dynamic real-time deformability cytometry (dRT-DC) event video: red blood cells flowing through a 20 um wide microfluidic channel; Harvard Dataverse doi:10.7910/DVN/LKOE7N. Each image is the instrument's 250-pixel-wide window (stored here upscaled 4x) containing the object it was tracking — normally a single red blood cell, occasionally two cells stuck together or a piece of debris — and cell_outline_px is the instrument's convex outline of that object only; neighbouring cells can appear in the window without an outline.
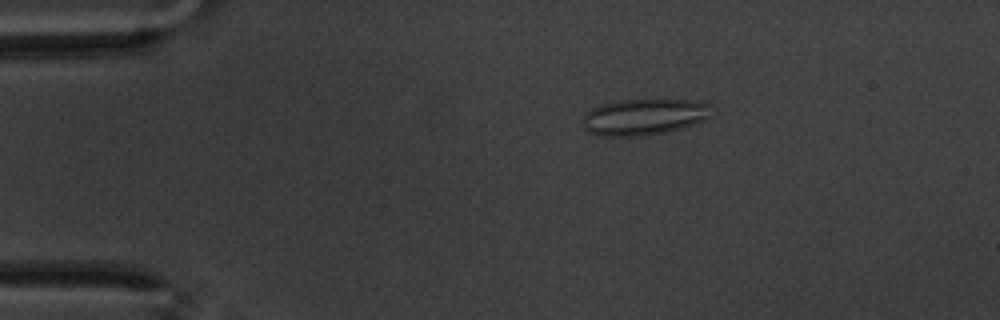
{"species": "common noctule bat (a hibernating species)", "species_latin": "Nyctalus noctula", "temperature_condition": "warm", "stored_images_in_passage": 59, "camera_frame_rate_fps": 3000, "um_per_image_px": 0.085, "animal": {"sex": "male", "body_mass_g": 20.1, "forearm_length_mm": 53.5}, "frame": {"image": 1, "passage_image": 11, "time_ms": 3.333, "image_size_px": [1000, 320], "cell_outline_px": [[712, 104], [708, 120], [680, 128], [664, 132], [636, 136], [596, 136], [588, 132], [584, 128], [584, 112], [592, 108], [616, 100], [700, 100]], "centroid_in_image_um": [54.76, 9.93], "position_along_channel_um": 30.2, "area_um2": 27.34}}
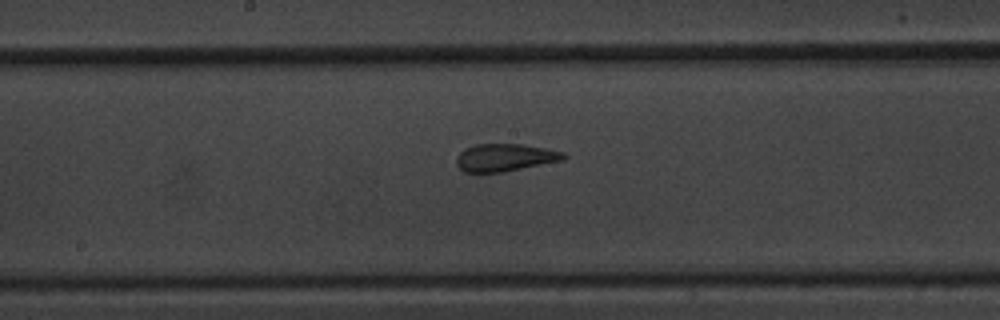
{"frame": {"image": 2, "passage_image": 31, "time_ms": 10.0, "image_size_px": [1000, 320], "cell_outline_px": [[568, 156], [564, 160], [504, 172], [464, 172], [456, 164], [456, 156], [464, 148], [476, 144], [520, 144], [544, 148], [564, 152]], "centroid_in_image_um": [42.92, 13.39], "position_along_channel_um": 205.3, "area_um2": 17.28}}
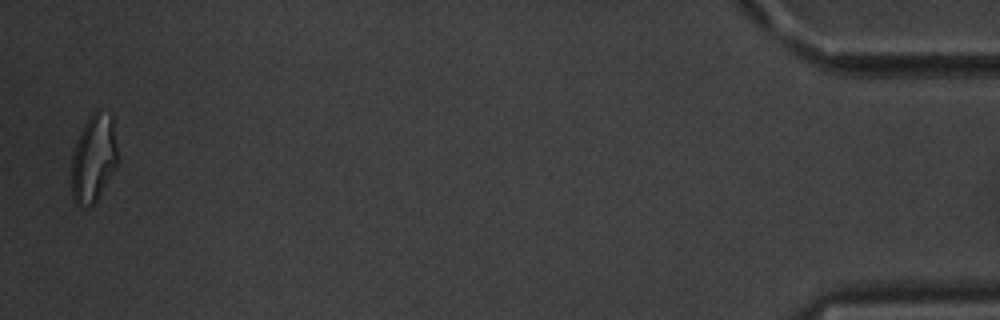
{"frame": {"image": 3, "passage_image": 58, "time_ms": 19.0, "image_size_px": [1000, 320], "cell_outline_px": [[116, 168], [96, 200], [92, 204], [76, 204], [72, 200], [68, 180], [72, 156], [76, 140], [84, 124], [92, 112], [96, 108], [112, 116], [116, 148]], "centroid_in_image_um": [7.89, 13.47], "position_along_channel_um": 427.3, "area_um2": 23.81}, "authors_computed_cell_mechanics": {"area_um2": 19.074, "velocity_mm_per_s": 3.4282, "shape_relaxation_time_tau1_ms": null, "shape_relaxation_time_tau2_ms": 1.5842, "deformation_change_tau1": null, "deformation_change_tau2": 0.1165}}